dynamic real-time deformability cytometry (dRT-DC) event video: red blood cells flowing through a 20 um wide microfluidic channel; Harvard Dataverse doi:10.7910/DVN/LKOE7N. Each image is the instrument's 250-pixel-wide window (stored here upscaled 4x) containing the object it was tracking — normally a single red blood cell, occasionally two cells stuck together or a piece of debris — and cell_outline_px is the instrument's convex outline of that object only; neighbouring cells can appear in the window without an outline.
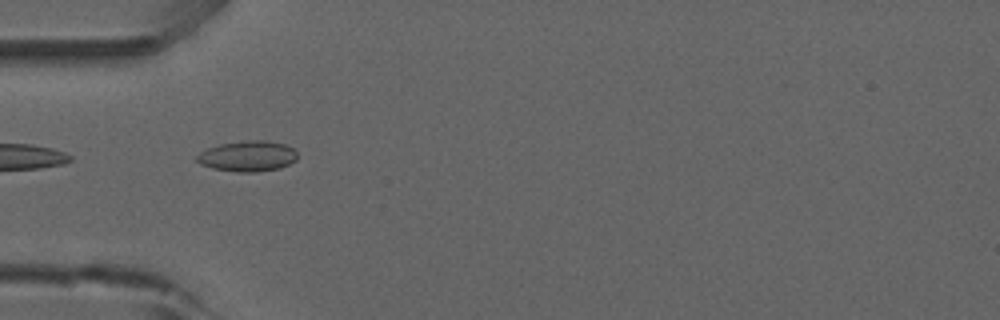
{"species": "common noctule bat (a hibernating species)", "species_latin": "Nyctalus noctula", "temperature_condition": "room temperature", "stored_images_in_passage": 37, "camera_frame_rate_fps": 3000, "um_per_image_px": 0.085, "animal": {"sex": "male", "forearm_length_mm": 52.5}, "frame": {"image": 1, "passage_image": 1, "time_ms": 0.0, "image_size_px": [1000, 320], "cell_outline_px": [[296, 160], [280, 168], [256, 172], [236, 172], [212, 168], [200, 164], [196, 160], [196, 156], [200, 152], [208, 148], [220, 144], [248, 140], [264, 140], [284, 144], [292, 148], [296, 152]], "centroid_in_image_um": [21.03, 13.28], "position_along_channel_um": 64.0, "area_um2": 17.86}, "authors_computed_cell_mechanics": {"area_um2": 15.895, "velocity_mm_per_s": 3.9129, "shape_relaxation_time_tau1_ms": null, "shape_relaxation_time_tau2_ms": 2.3589, "deformation_change_tau1": null, "deformation_change_tau2": 0.0746}}